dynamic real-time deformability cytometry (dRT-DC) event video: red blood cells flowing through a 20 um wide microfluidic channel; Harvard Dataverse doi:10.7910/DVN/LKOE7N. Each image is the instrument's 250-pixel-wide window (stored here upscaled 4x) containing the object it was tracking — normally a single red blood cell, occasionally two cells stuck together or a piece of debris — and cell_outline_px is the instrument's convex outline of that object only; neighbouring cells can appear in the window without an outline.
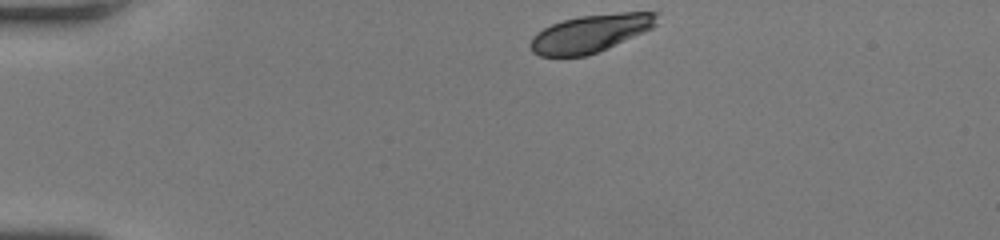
{"species": "human", "species_latin": "Homo sapiens", "temperature_condition": "room temperature", "stored_images_in_passage": 35, "camera_frame_rate_fps": 3000, "um_per_image_px": 0.085, "donor": {"sex": "female"}, "frame": {"image": 1, "passage_image": 1, "time_ms": 0.0, "image_size_px": [1000, 240], "cell_outline_px": [[656, 24], [652, 28], [644, 32], [596, 52], [584, 56], [540, 56], [532, 52], [528, 44], [532, 36], [536, 32], [552, 24], [564, 20], [580, 16], [620, 12], [656, 12]], "centroid_in_image_um": [50.13, 2.83], "position_along_channel_um": 34.9, "area_um2": 27.51}}
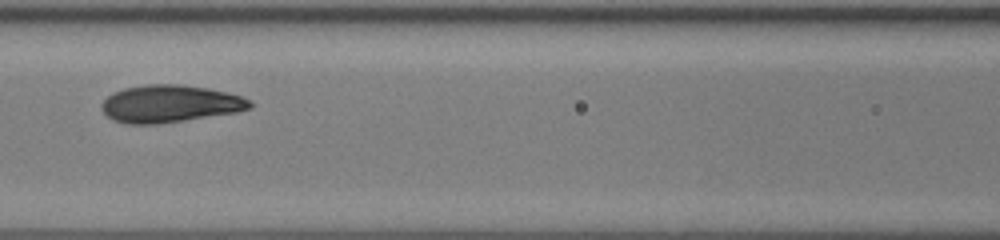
{"frame": {"image": 2, "passage_image": 14, "time_ms": 4.333, "image_size_px": [1000, 240], "cell_outline_px": [[252, 108], [236, 112], [184, 120], [156, 124], [128, 124], [112, 120], [100, 108], [100, 104], [112, 92], [124, 88], [144, 84], [180, 84], [208, 88], [240, 96], [248, 100], [252, 104]], "centroid_in_image_um": [14.39, 8.81], "position_along_channel_um": 152.2, "area_um2": 32.19}}
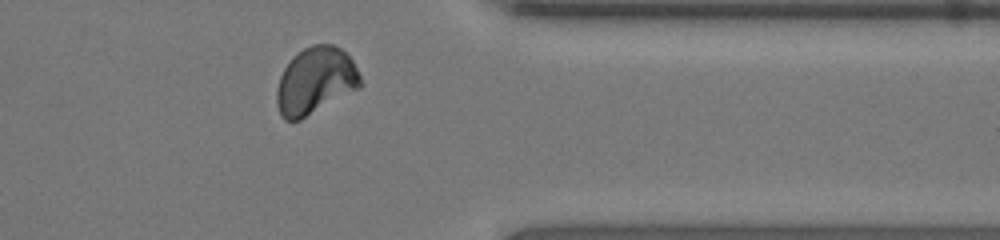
{"frame": {"image": 3, "passage_image": 31, "time_ms": 10.0, "image_size_px": [1000, 240], "cell_outline_px": [[360, 88], [300, 120], [284, 120], [280, 116], [276, 104], [276, 88], [280, 76], [284, 68], [292, 56], [304, 48], [312, 44], [332, 44], [340, 48], [352, 60], [360, 76]], "centroid_in_image_um": [26.77, 6.88], "position_along_channel_um": 384.6, "area_um2": 32.71}, "authors_computed_cell_mechanics": {"area_um2": 31.8478, "velocity_mm_per_s": 4.231, "shape_relaxation_time_tau1_ms": 2.8342, "shape_relaxation_time_tau2_ms": null, "deformation_change_tau1": 0.111, "deformation_change_tau2": null}}